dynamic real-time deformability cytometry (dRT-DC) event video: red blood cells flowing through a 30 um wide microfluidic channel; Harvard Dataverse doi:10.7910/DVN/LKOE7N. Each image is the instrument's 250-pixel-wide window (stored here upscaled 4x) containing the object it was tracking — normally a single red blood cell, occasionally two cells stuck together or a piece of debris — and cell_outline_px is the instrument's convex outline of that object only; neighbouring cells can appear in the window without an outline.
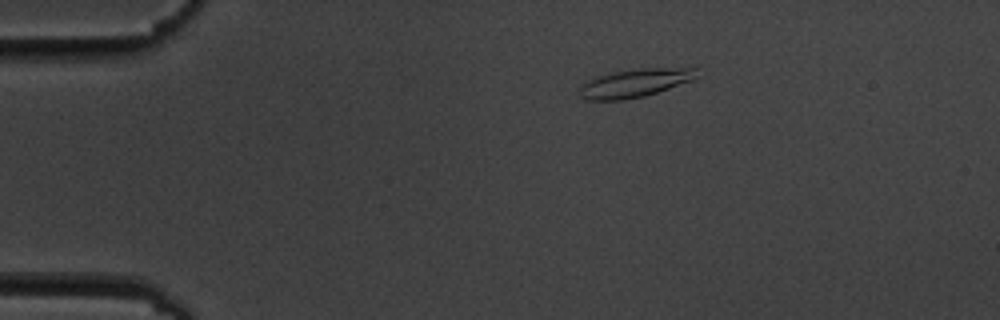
{"species": "common noctule bat (a hibernating species)", "species_latin": "Nyctalus noctula", "temperature_condition": "cold", "stored_images_in_passage": 4, "camera_frame_rate_fps": 3000, "um_per_image_px": 0.085, "animal": {"sex": "male", "body_mass_g": 19.5, "forearm_length_mm": 54.6}, "frame": {"image": 1, "passage_image": 1, "time_ms": 0.0, "image_size_px": [1000, 320], "cell_outline_px": [[696, 76], [692, 80], [644, 96], [624, 100], [584, 100], [580, 96], [576, 88], [584, 80], [596, 76], [616, 72], [644, 68], [696, 68]], "centroid_in_image_um": [53.83, 7.07], "position_along_channel_um": 31.2, "area_um2": 19.31}}